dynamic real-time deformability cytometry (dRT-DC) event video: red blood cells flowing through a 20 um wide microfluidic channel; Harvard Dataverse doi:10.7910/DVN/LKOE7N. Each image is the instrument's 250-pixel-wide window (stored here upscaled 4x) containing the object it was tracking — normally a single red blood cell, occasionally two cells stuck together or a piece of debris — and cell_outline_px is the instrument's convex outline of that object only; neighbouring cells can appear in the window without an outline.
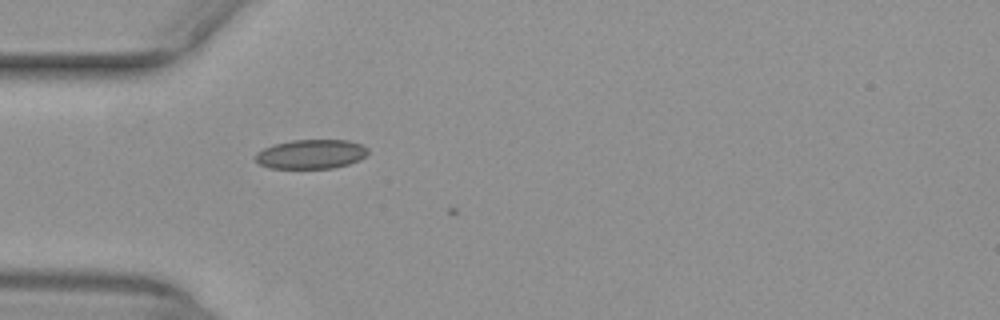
{"species": "common noctule bat (a hibernating species)", "species_latin": "Nyctalus noctula", "temperature_condition": "warm", "stored_images_in_passage": 14, "camera_frame_rate_fps": 3000, "um_per_image_px": 0.085, "animal": {"sex": "female", "body_mass_g": 29.2, "forearm_length_mm": 56.3}, "frame": {"image": 1, "passage_image": 13, "time_ms": 4.0, "image_size_px": [1000, 320], "cell_outline_px": [[368, 152], [360, 160], [348, 164], [332, 168], [268, 168], [260, 164], [256, 160], [256, 152], [272, 144], [292, 140], [348, 140], [360, 144], [368, 148]], "centroid_in_image_um": [26.43, 13.1], "position_along_channel_um": 58.6, "area_um2": 19.19}}